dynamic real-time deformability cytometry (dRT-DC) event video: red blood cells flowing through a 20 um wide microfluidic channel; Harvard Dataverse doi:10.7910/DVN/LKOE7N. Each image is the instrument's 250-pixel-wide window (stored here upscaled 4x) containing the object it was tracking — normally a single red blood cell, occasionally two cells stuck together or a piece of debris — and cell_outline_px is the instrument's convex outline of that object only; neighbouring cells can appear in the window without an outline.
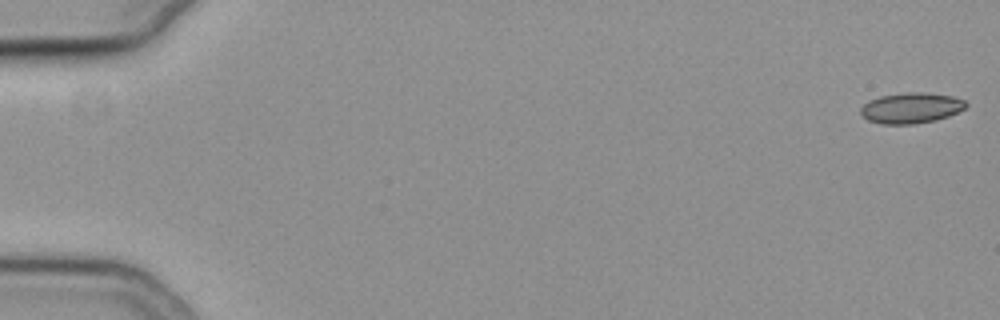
{"species": "common noctule bat (a hibernating species)", "species_latin": "Nyctalus noctula", "temperature_condition": "cold", "stored_images_in_passage": 55, "camera_frame_rate_fps": 3000, "um_per_image_px": 0.085, "animal": {"sex": "female", "body_mass_g": 19.3, "forearm_length_mm": 54.1}, "frame": {"image": 1, "passage_image": 1, "time_ms": 0.0, "image_size_px": [1000, 320], "cell_outline_px": [[968, 104], [964, 108], [948, 116], [936, 120], [912, 124], [880, 124], [868, 120], [860, 112], [860, 108], [868, 100], [880, 96], [908, 92], [924, 92], [952, 96], [964, 100]], "centroid_in_image_um": [77.42, 9.17], "position_along_channel_um": 7.6, "area_um2": 18.73}}
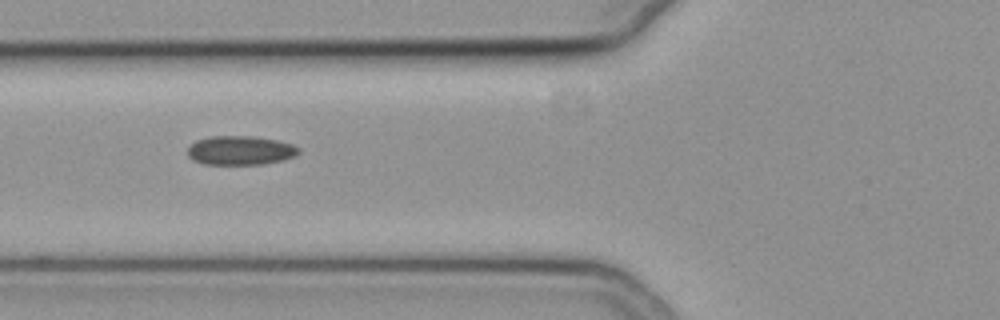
{"frame": {"image": 2, "passage_image": 22, "time_ms": 7.0, "image_size_px": [1000, 320], "cell_outline_px": [[300, 152], [296, 156], [284, 160], [260, 164], [204, 164], [192, 160], [188, 156], [188, 148], [196, 140], [212, 136], [252, 136], [276, 140], [292, 144], [300, 148]], "centroid_in_image_um": [20.44, 12.79], "position_along_channel_um": 105.4, "area_um2": 18.84}}
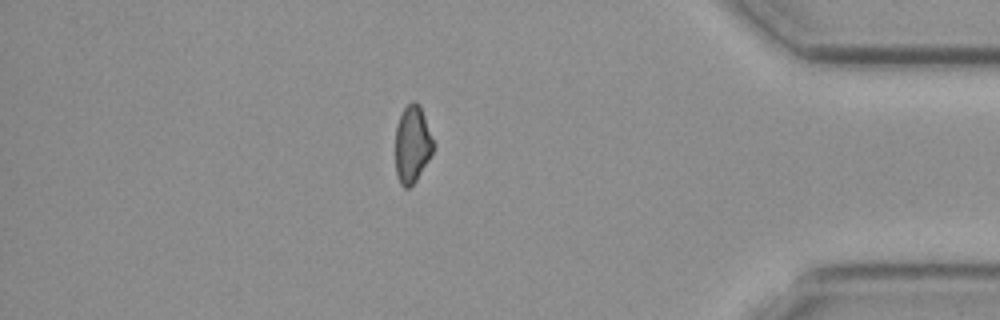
{"frame": {"image": 3, "passage_image": 48, "time_ms": 15.667, "image_size_px": [1000, 320], "cell_outline_px": [[432, 152], [428, 160], [416, 180], [408, 188], [404, 188], [400, 184], [396, 176], [396, 124], [404, 108], [412, 100], [416, 100], [420, 104], [432, 140]], "centroid_in_image_um": [35.01, 12.25], "position_along_channel_um": 400.2, "area_um2": 16.76}}